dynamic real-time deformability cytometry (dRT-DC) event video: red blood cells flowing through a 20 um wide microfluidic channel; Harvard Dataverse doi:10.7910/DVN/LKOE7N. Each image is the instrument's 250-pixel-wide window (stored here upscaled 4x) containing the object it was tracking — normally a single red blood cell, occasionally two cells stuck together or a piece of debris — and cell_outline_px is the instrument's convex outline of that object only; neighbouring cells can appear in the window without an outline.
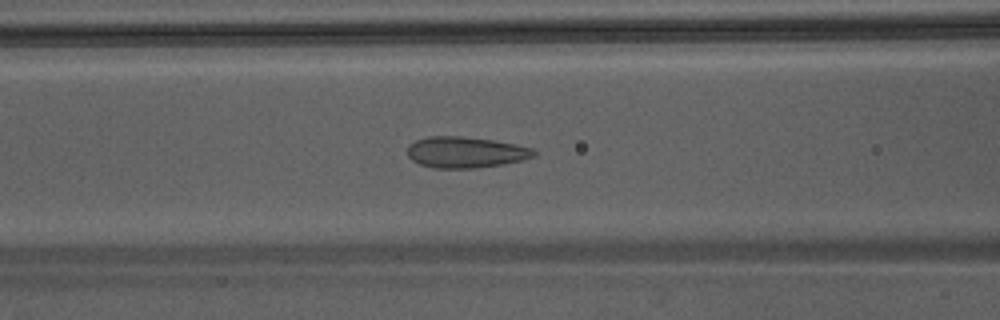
{"species": "Egyptian fruit bat (a non-hibernating species)", "species_latin": "Rousettus aegyptiacus", "temperature_condition": "warm", "stored_images_in_passage": 49, "camera_frame_rate_fps": 3000, "um_per_image_px": 0.085, "animal": {"sex": "male"}, "frame": {"image": 1, "passage_image": 22, "time_ms": 7.0, "image_size_px": [1000, 320], "cell_outline_px": [[536, 156], [504, 164], [476, 168], [432, 168], [420, 164], [412, 160], [408, 156], [408, 144], [416, 140], [428, 136], [460, 136], [492, 140], [532, 148], [536, 152]], "centroid_in_image_um": [39.54, 12.94], "position_along_channel_um": 127.1, "area_um2": 22.83}}
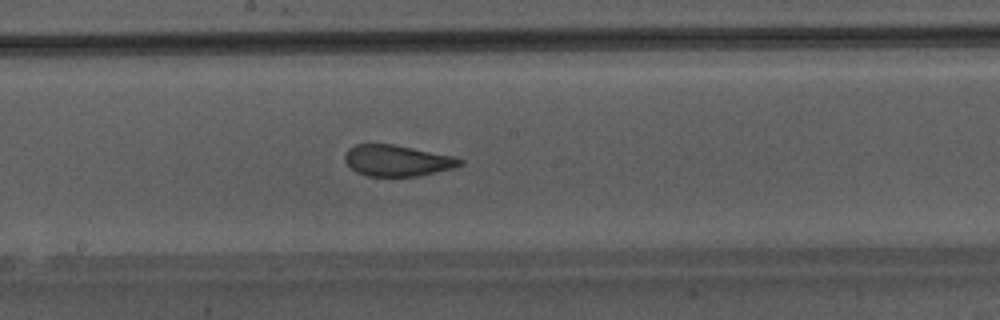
{"frame": {"image": 2, "passage_image": 28, "time_ms": 9.0, "image_size_px": [1000, 320], "cell_outline_px": [[464, 164], [452, 168], [416, 176], [368, 176], [356, 172], [344, 160], [344, 156], [348, 148], [356, 144], [392, 144], [452, 156], [464, 160]], "centroid_in_image_um": [33.73, 13.65], "position_along_channel_um": 214.5, "area_um2": 20.63}}
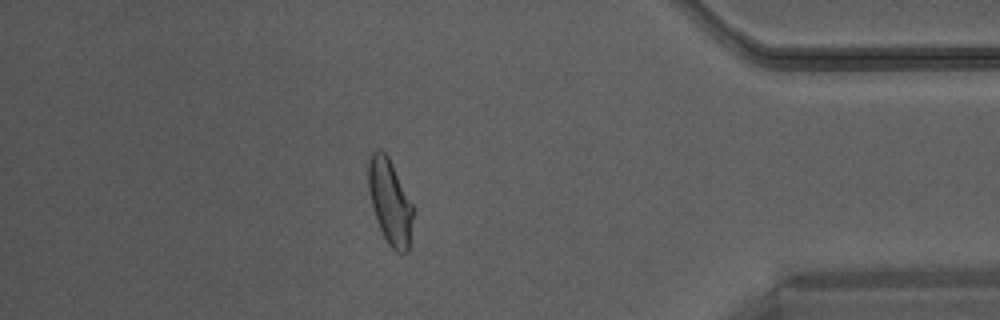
{"frame": {"image": 3, "passage_image": 43, "time_ms": 14.0, "image_size_px": [1000, 320], "cell_outline_px": [[416, 208], [408, 252], [396, 252], [388, 244], [376, 220], [372, 208], [368, 188], [368, 160], [372, 152], [376, 148], [380, 148], [388, 156]], "centroid_in_image_um": [33.18, 17.15], "position_along_channel_um": 402.0, "area_um2": 22.77}}